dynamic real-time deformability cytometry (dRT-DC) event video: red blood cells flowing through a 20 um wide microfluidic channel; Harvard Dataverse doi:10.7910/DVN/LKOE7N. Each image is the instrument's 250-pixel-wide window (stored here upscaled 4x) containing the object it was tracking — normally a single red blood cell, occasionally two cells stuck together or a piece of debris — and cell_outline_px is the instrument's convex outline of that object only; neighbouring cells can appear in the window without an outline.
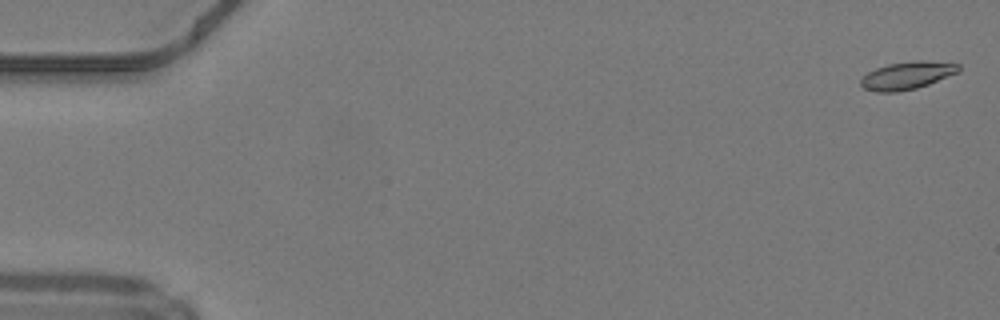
{"species": "common noctule bat (a hibernating species)", "species_latin": "Nyctalus noctula", "temperature_condition": "warm", "stored_images_in_passage": 47, "camera_frame_rate_fps": 3000, "um_per_image_px": 0.085, "animal": {"sex": "male", "body_mass_g": 19.2, "forearm_length_mm": 51.8}, "frame": {"image": 1, "passage_image": 2, "time_ms": 0.333, "image_size_px": [1000, 320], "cell_outline_px": [[960, 72], [928, 84], [916, 88], [896, 92], [876, 92], [864, 88], [860, 84], [860, 80], [868, 72], [876, 68], [888, 64], [916, 60], [920, 60], [960, 64]], "centroid_in_image_um": [77.11, 6.41], "position_along_channel_um": 7.9, "area_um2": 15.72}}
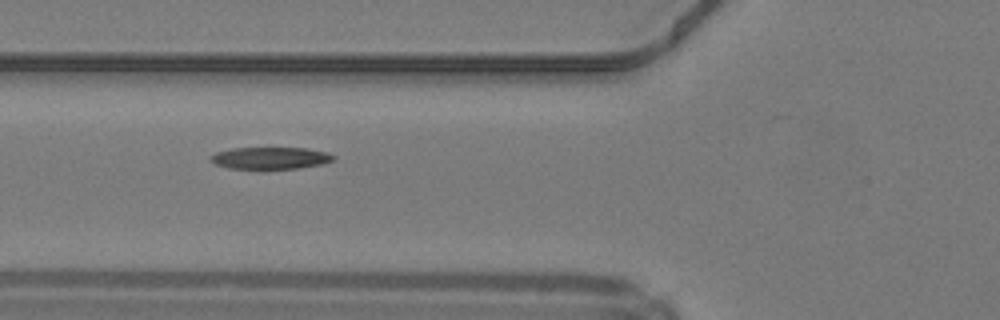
{"frame": {"image": 2, "passage_image": 20, "time_ms": 6.333, "image_size_px": [1000, 320], "cell_outline_px": [[336, 156], [332, 160], [324, 164], [300, 168], [264, 172], [260, 172], [228, 168], [216, 164], [208, 156], [216, 152], [232, 148], [304, 148], [328, 152]], "centroid_in_image_um": [22.97, 13.49], "position_along_channel_um": 102.8, "area_um2": 16.7}}
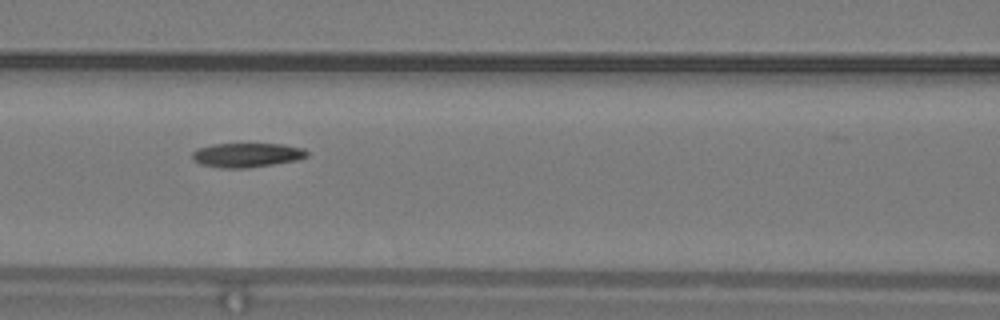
{"frame": {"image": 3, "passage_image": 23, "time_ms": 7.333, "image_size_px": [1000, 320], "cell_outline_px": [[308, 156], [296, 160], [248, 168], [220, 168], [200, 164], [192, 160], [192, 152], [196, 148], [212, 144], [284, 144], [304, 148], [308, 152]], "centroid_in_image_um": [20.95, 13.17], "position_along_channel_um": 145.7, "area_um2": 16.36}}